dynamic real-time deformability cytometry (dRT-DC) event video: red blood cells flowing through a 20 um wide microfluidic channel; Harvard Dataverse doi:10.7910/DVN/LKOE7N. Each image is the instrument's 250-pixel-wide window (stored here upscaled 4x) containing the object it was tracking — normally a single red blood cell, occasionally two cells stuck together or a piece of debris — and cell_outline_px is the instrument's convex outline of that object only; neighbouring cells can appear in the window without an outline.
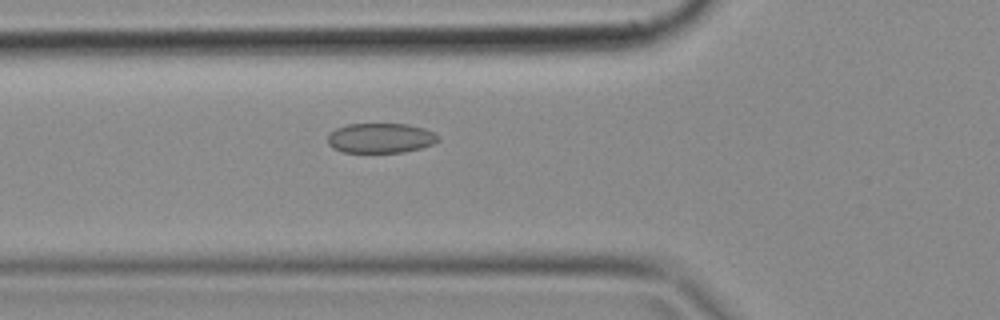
{"species": "common noctule bat (a hibernating species)", "species_latin": "Nyctalus noctula", "temperature_condition": "cold", "stored_images_in_passage": 37, "camera_frame_rate_fps": 3000, "um_per_image_px": 0.085, "animal": {"sex": "female", "body_mass_g": 18.4}, "frame": {"image": 1, "passage_image": 5, "time_ms": 1.333, "image_size_px": [1000, 320], "cell_outline_px": [[440, 140], [432, 144], [420, 148], [404, 152], [344, 152], [332, 148], [328, 144], [328, 136], [336, 128], [348, 124], [408, 124], [424, 128], [440, 136]], "centroid_in_image_um": [32.36, 11.73], "position_along_channel_um": 93.4, "area_um2": 19.19}}
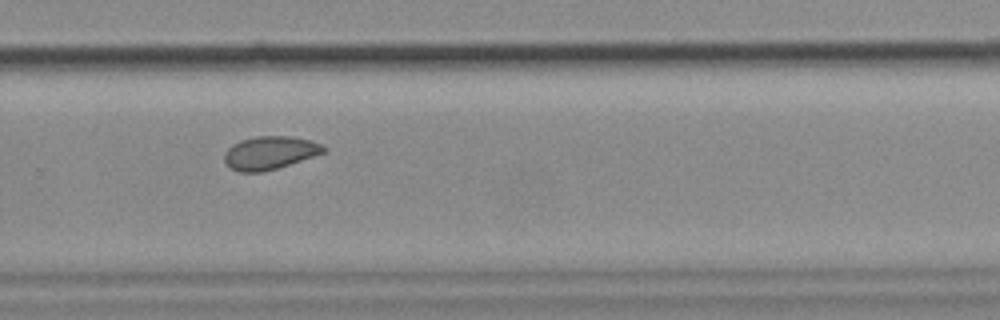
{"frame": {"image": 2, "passage_image": 21, "time_ms": 6.667, "image_size_px": [1000, 320], "cell_outline_px": [[328, 148], [324, 152], [276, 168], [260, 172], [240, 172], [228, 168], [224, 160], [224, 152], [232, 144], [240, 140], [256, 136], [288, 136], [308, 140], [320, 144]], "centroid_in_image_um": [22.86, 12.99], "position_along_channel_um": 306.9, "area_um2": 18.96}}
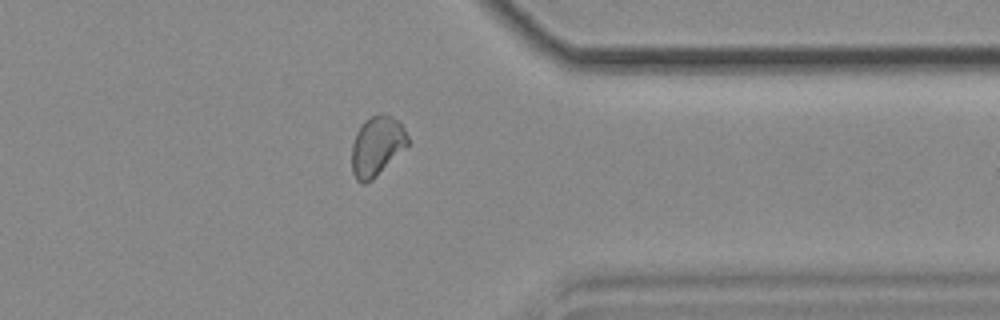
{"frame": {"image": 3, "passage_image": 27, "time_ms": 8.667, "image_size_px": [1000, 320], "cell_outline_px": [[408, 144], [372, 180], [364, 184], [356, 180], [352, 172], [352, 144], [356, 132], [360, 124], [364, 120], [380, 112], [392, 116], [400, 120], [408, 136]], "centroid_in_image_um": [32.02, 12.37], "position_along_channel_um": 379.4, "area_um2": 19.54}}